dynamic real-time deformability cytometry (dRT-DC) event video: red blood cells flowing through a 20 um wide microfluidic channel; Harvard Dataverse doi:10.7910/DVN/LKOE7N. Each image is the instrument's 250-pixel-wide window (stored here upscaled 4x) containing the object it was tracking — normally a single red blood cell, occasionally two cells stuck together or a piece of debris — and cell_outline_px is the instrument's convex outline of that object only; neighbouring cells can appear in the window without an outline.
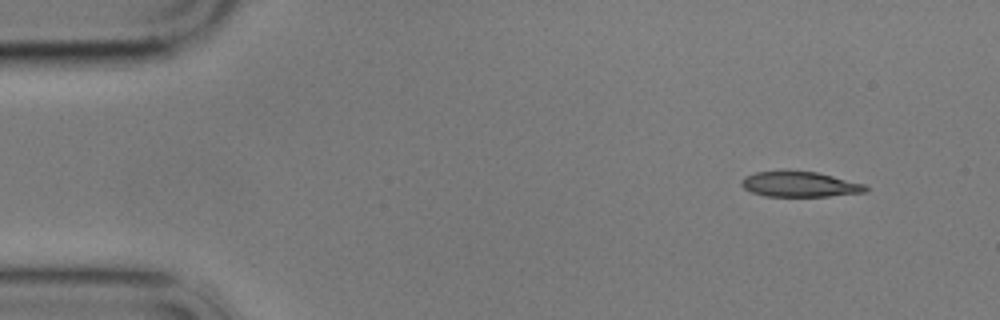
{"species": "common noctule bat (a hibernating species)", "species_latin": "Nyctalus noctula", "temperature_condition": "cold", "stored_images_in_passage": 4, "camera_frame_rate_fps": 3000, "um_per_image_px": 0.085, "animal": {"sex": "male", "body_mass_g": 17.9}, "frame": {"image": 1, "passage_image": 1, "time_ms": 0.0, "image_size_px": [1000, 320], "cell_outline_px": [[868, 192], [828, 196], [764, 196], [752, 192], [744, 188], [740, 184], [740, 180], [744, 176], [756, 172], [816, 172], [864, 184], [868, 188]], "centroid_in_image_um": [67.96, 15.68], "position_along_channel_um": 17.0, "area_um2": 17.98}}
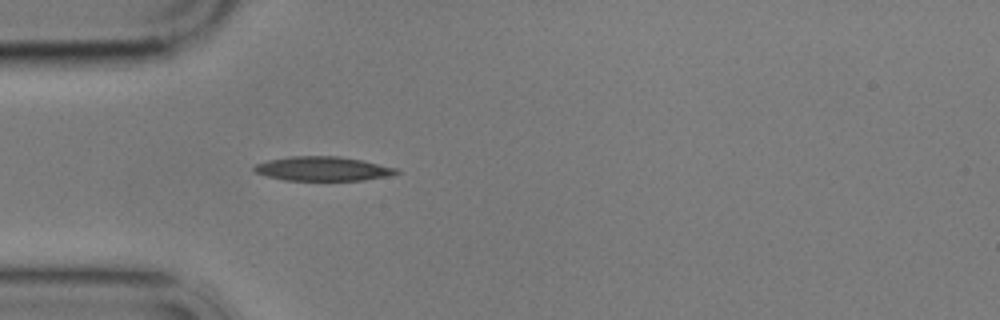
{"frame": {"image": 2, "passage_image": 4, "time_ms": 3.667, "image_size_px": [1000, 320], "cell_outline_px": [[400, 172], [388, 176], [364, 180], [284, 180], [268, 176], [256, 172], [252, 168], [256, 164], [268, 160], [288, 156], [340, 156], [400, 168]], "centroid_in_image_um": [27.46, 14.34], "position_along_channel_um": 57.5, "area_um2": 20.06}}